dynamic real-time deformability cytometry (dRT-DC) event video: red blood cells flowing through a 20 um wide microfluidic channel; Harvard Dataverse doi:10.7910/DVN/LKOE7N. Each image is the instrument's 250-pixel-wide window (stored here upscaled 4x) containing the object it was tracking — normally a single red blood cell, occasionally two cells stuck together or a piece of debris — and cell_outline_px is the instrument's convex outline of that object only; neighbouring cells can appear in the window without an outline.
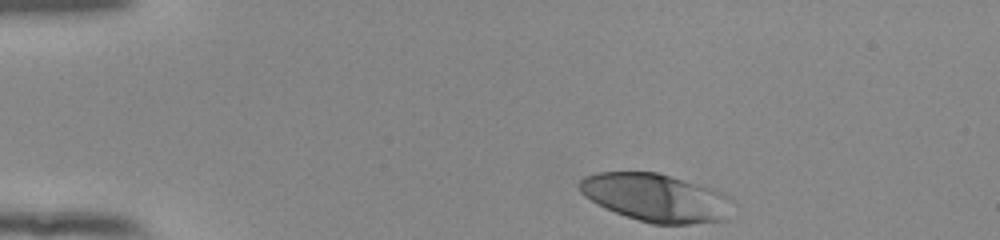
{"species": "human", "species_latin": "Homo sapiens", "temperature_condition": "room temperature", "stored_images_in_passage": 37, "camera_frame_rate_fps": 3000, "um_per_image_px": 0.085, "donor": {"sex": "female"}, "frame": {"image": 1, "passage_image": 1, "time_ms": 0.0, "image_size_px": [1000, 240], "cell_outline_px": [[728, 220], [688, 224], [652, 224], [616, 212], [596, 204], [584, 196], [580, 192], [576, 184], [584, 176], [596, 172], [656, 172], [724, 192], [728, 196]], "centroid_in_image_um": [55.68, 16.79], "position_along_channel_um": 29.3, "area_um2": 42.48}}
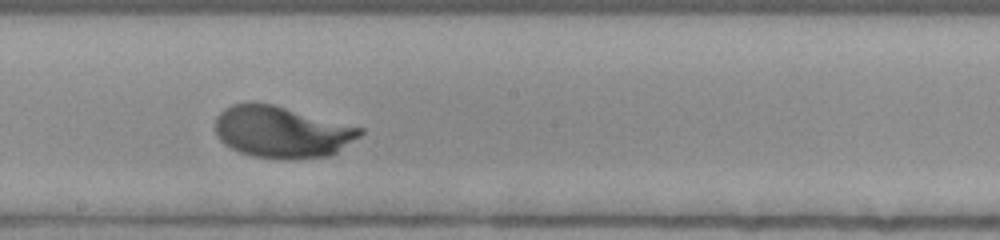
{"frame": {"image": 2, "passage_image": 22, "time_ms": 7.0, "image_size_px": [1000, 240], "cell_outline_px": [[364, 132], [360, 136], [332, 156], [284, 160], [252, 156], [240, 152], [224, 144], [220, 140], [216, 132], [216, 116], [224, 108], [232, 104], [252, 100], [272, 104], [364, 128]], "centroid_in_image_um": [23.95, 11.21], "position_along_channel_um": 224.3, "area_um2": 44.04}}
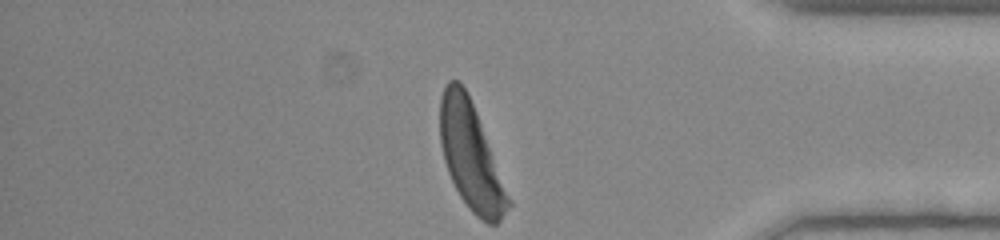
{"frame": {"image": 3, "passage_image": 37, "time_ms": 12.0, "image_size_px": [1000, 240], "cell_outline_px": [[512, 204], [500, 220], [496, 224], [488, 224], [476, 216], [472, 212], [460, 196], [448, 172], [444, 160], [440, 144], [440, 96], [448, 80], [456, 80], [464, 88], [476, 112], [512, 200]], "centroid_in_image_um": [40.03, 13.31], "position_along_channel_um": 395.2, "area_um2": 42.02}, "authors_computed_cell_mechanics": {"area_um2": 42.5986, "velocity_mm_per_s": 3.8482, "shape_relaxation_time_tau1_ms": 2.0947, "shape_relaxation_time_tau2_ms": null, "deformation_change_tau1": 0.17, "deformation_change_tau2": null}}